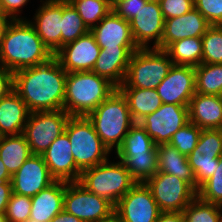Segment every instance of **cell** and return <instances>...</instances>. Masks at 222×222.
<instances>
[{
  "label": "cell",
  "instance_id": "obj_1",
  "mask_svg": "<svg viewBox=\"0 0 222 222\" xmlns=\"http://www.w3.org/2000/svg\"><path fill=\"white\" fill-rule=\"evenodd\" d=\"M67 72L55 57L14 72V90L29 112L63 110Z\"/></svg>",
  "mask_w": 222,
  "mask_h": 222
},
{
  "label": "cell",
  "instance_id": "obj_2",
  "mask_svg": "<svg viewBox=\"0 0 222 222\" xmlns=\"http://www.w3.org/2000/svg\"><path fill=\"white\" fill-rule=\"evenodd\" d=\"M54 55L27 19L11 20L0 46V64L13 73L48 62Z\"/></svg>",
  "mask_w": 222,
  "mask_h": 222
},
{
  "label": "cell",
  "instance_id": "obj_3",
  "mask_svg": "<svg viewBox=\"0 0 222 222\" xmlns=\"http://www.w3.org/2000/svg\"><path fill=\"white\" fill-rule=\"evenodd\" d=\"M116 89L93 71L67 73L63 110L70 116L87 117Z\"/></svg>",
  "mask_w": 222,
  "mask_h": 222
},
{
  "label": "cell",
  "instance_id": "obj_4",
  "mask_svg": "<svg viewBox=\"0 0 222 222\" xmlns=\"http://www.w3.org/2000/svg\"><path fill=\"white\" fill-rule=\"evenodd\" d=\"M87 117L101 141L114 153L136 123L129 111L126 97L118 88Z\"/></svg>",
  "mask_w": 222,
  "mask_h": 222
},
{
  "label": "cell",
  "instance_id": "obj_5",
  "mask_svg": "<svg viewBox=\"0 0 222 222\" xmlns=\"http://www.w3.org/2000/svg\"><path fill=\"white\" fill-rule=\"evenodd\" d=\"M65 132L71 144V155L81 172L106 162L112 156L88 117L70 116Z\"/></svg>",
  "mask_w": 222,
  "mask_h": 222
},
{
  "label": "cell",
  "instance_id": "obj_6",
  "mask_svg": "<svg viewBox=\"0 0 222 222\" xmlns=\"http://www.w3.org/2000/svg\"><path fill=\"white\" fill-rule=\"evenodd\" d=\"M78 183L115 206L137 182L120 160L112 162L109 159L82 171Z\"/></svg>",
  "mask_w": 222,
  "mask_h": 222
},
{
  "label": "cell",
  "instance_id": "obj_7",
  "mask_svg": "<svg viewBox=\"0 0 222 222\" xmlns=\"http://www.w3.org/2000/svg\"><path fill=\"white\" fill-rule=\"evenodd\" d=\"M172 65L164 50L139 48L131 55L124 82L118 88L156 89Z\"/></svg>",
  "mask_w": 222,
  "mask_h": 222
},
{
  "label": "cell",
  "instance_id": "obj_8",
  "mask_svg": "<svg viewBox=\"0 0 222 222\" xmlns=\"http://www.w3.org/2000/svg\"><path fill=\"white\" fill-rule=\"evenodd\" d=\"M114 205L86 190L78 182L65 181L64 210L83 222H105L114 216Z\"/></svg>",
  "mask_w": 222,
  "mask_h": 222
},
{
  "label": "cell",
  "instance_id": "obj_9",
  "mask_svg": "<svg viewBox=\"0 0 222 222\" xmlns=\"http://www.w3.org/2000/svg\"><path fill=\"white\" fill-rule=\"evenodd\" d=\"M70 115L64 110L38 111L29 113L23 135L32 154L41 155L51 143L65 132Z\"/></svg>",
  "mask_w": 222,
  "mask_h": 222
},
{
  "label": "cell",
  "instance_id": "obj_10",
  "mask_svg": "<svg viewBox=\"0 0 222 222\" xmlns=\"http://www.w3.org/2000/svg\"><path fill=\"white\" fill-rule=\"evenodd\" d=\"M145 183L161 212H182L197 196V192L187 182L173 174L157 172Z\"/></svg>",
  "mask_w": 222,
  "mask_h": 222
},
{
  "label": "cell",
  "instance_id": "obj_11",
  "mask_svg": "<svg viewBox=\"0 0 222 222\" xmlns=\"http://www.w3.org/2000/svg\"><path fill=\"white\" fill-rule=\"evenodd\" d=\"M222 155V129H203L195 149L187 156L196 180V192L218 167Z\"/></svg>",
  "mask_w": 222,
  "mask_h": 222
},
{
  "label": "cell",
  "instance_id": "obj_12",
  "mask_svg": "<svg viewBox=\"0 0 222 222\" xmlns=\"http://www.w3.org/2000/svg\"><path fill=\"white\" fill-rule=\"evenodd\" d=\"M157 202L146 183H136L115 205L114 215L122 222H156Z\"/></svg>",
  "mask_w": 222,
  "mask_h": 222
},
{
  "label": "cell",
  "instance_id": "obj_13",
  "mask_svg": "<svg viewBox=\"0 0 222 222\" xmlns=\"http://www.w3.org/2000/svg\"><path fill=\"white\" fill-rule=\"evenodd\" d=\"M189 122L188 106L162 104L155 112L146 115L140 123L154 144H167L181 127Z\"/></svg>",
  "mask_w": 222,
  "mask_h": 222
},
{
  "label": "cell",
  "instance_id": "obj_14",
  "mask_svg": "<svg viewBox=\"0 0 222 222\" xmlns=\"http://www.w3.org/2000/svg\"><path fill=\"white\" fill-rule=\"evenodd\" d=\"M164 23L165 19L158 0H149L146 4H142L137 15L129 21L137 47L161 50Z\"/></svg>",
  "mask_w": 222,
  "mask_h": 222
},
{
  "label": "cell",
  "instance_id": "obj_15",
  "mask_svg": "<svg viewBox=\"0 0 222 222\" xmlns=\"http://www.w3.org/2000/svg\"><path fill=\"white\" fill-rule=\"evenodd\" d=\"M156 90L162 103L188 106L196 93L194 67L172 65L167 76L157 86Z\"/></svg>",
  "mask_w": 222,
  "mask_h": 222
},
{
  "label": "cell",
  "instance_id": "obj_16",
  "mask_svg": "<svg viewBox=\"0 0 222 222\" xmlns=\"http://www.w3.org/2000/svg\"><path fill=\"white\" fill-rule=\"evenodd\" d=\"M100 50L94 35L89 31L75 41L62 46L54 57L67 73L92 71Z\"/></svg>",
  "mask_w": 222,
  "mask_h": 222
},
{
  "label": "cell",
  "instance_id": "obj_17",
  "mask_svg": "<svg viewBox=\"0 0 222 222\" xmlns=\"http://www.w3.org/2000/svg\"><path fill=\"white\" fill-rule=\"evenodd\" d=\"M40 3L28 21L54 55L61 48L62 0H40Z\"/></svg>",
  "mask_w": 222,
  "mask_h": 222
},
{
  "label": "cell",
  "instance_id": "obj_18",
  "mask_svg": "<svg viewBox=\"0 0 222 222\" xmlns=\"http://www.w3.org/2000/svg\"><path fill=\"white\" fill-rule=\"evenodd\" d=\"M54 181L42 155L32 154L12 175V192L32 197Z\"/></svg>",
  "mask_w": 222,
  "mask_h": 222
},
{
  "label": "cell",
  "instance_id": "obj_19",
  "mask_svg": "<svg viewBox=\"0 0 222 222\" xmlns=\"http://www.w3.org/2000/svg\"><path fill=\"white\" fill-rule=\"evenodd\" d=\"M41 155L55 180L78 182L81 171L71 155V144L66 132L58 136Z\"/></svg>",
  "mask_w": 222,
  "mask_h": 222
},
{
  "label": "cell",
  "instance_id": "obj_20",
  "mask_svg": "<svg viewBox=\"0 0 222 222\" xmlns=\"http://www.w3.org/2000/svg\"><path fill=\"white\" fill-rule=\"evenodd\" d=\"M100 48H138L127 20L113 10L90 29Z\"/></svg>",
  "mask_w": 222,
  "mask_h": 222
},
{
  "label": "cell",
  "instance_id": "obj_21",
  "mask_svg": "<svg viewBox=\"0 0 222 222\" xmlns=\"http://www.w3.org/2000/svg\"><path fill=\"white\" fill-rule=\"evenodd\" d=\"M210 26L211 24L195 7L184 15L165 19L161 50L184 38L202 37Z\"/></svg>",
  "mask_w": 222,
  "mask_h": 222
},
{
  "label": "cell",
  "instance_id": "obj_22",
  "mask_svg": "<svg viewBox=\"0 0 222 222\" xmlns=\"http://www.w3.org/2000/svg\"><path fill=\"white\" fill-rule=\"evenodd\" d=\"M138 49L101 48L92 71L118 88L124 82L131 55Z\"/></svg>",
  "mask_w": 222,
  "mask_h": 222
},
{
  "label": "cell",
  "instance_id": "obj_23",
  "mask_svg": "<svg viewBox=\"0 0 222 222\" xmlns=\"http://www.w3.org/2000/svg\"><path fill=\"white\" fill-rule=\"evenodd\" d=\"M189 121L200 129H222V96L195 93L188 105Z\"/></svg>",
  "mask_w": 222,
  "mask_h": 222
},
{
  "label": "cell",
  "instance_id": "obj_24",
  "mask_svg": "<svg viewBox=\"0 0 222 222\" xmlns=\"http://www.w3.org/2000/svg\"><path fill=\"white\" fill-rule=\"evenodd\" d=\"M65 181L55 180L51 185L31 197L30 218L37 222H50L64 210Z\"/></svg>",
  "mask_w": 222,
  "mask_h": 222
},
{
  "label": "cell",
  "instance_id": "obj_25",
  "mask_svg": "<svg viewBox=\"0 0 222 222\" xmlns=\"http://www.w3.org/2000/svg\"><path fill=\"white\" fill-rule=\"evenodd\" d=\"M29 110L18 93L13 89L0 99V130L4 136L23 133Z\"/></svg>",
  "mask_w": 222,
  "mask_h": 222
},
{
  "label": "cell",
  "instance_id": "obj_26",
  "mask_svg": "<svg viewBox=\"0 0 222 222\" xmlns=\"http://www.w3.org/2000/svg\"><path fill=\"white\" fill-rule=\"evenodd\" d=\"M158 172L173 174L187 182L196 191V180L187 156L169 143L157 145Z\"/></svg>",
  "mask_w": 222,
  "mask_h": 222
},
{
  "label": "cell",
  "instance_id": "obj_27",
  "mask_svg": "<svg viewBox=\"0 0 222 222\" xmlns=\"http://www.w3.org/2000/svg\"><path fill=\"white\" fill-rule=\"evenodd\" d=\"M126 97L129 111L135 122L155 112L163 104L156 89L118 88Z\"/></svg>",
  "mask_w": 222,
  "mask_h": 222
},
{
  "label": "cell",
  "instance_id": "obj_28",
  "mask_svg": "<svg viewBox=\"0 0 222 222\" xmlns=\"http://www.w3.org/2000/svg\"><path fill=\"white\" fill-rule=\"evenodd\" d=\"M31 155L30 146L23 134L3 137L0 143V159L11 175L16 173Z\"/></svg>",
  "mask_w": 222,
  "mask_h": 222
},
{
  "label": "cell",
  "instance_id": "obj_29",
  "mask_svg": "<svg viewBox=\"0 0 222 222\" xmlns=\"http://www.w3.org/2000/svg\"><path fill=\"white\" fill-rule=\"evenodd\" d=\"M164 51L168 54L173 65L197 67L202 63V38L190 37L175 41Z\"/></svg>",
  "mask_w": 222,
  "mask_h": 222
},
{
  "label": "cell",
  "instance_id": "obj_30",
  "mask_svg": "<svg viewBox=\"0 0 222 222\" xmlns=\"http://www.w3.org/2000/svg\"><path fill=\"white\" fill-rule=\"evenodd\" d=\"M115 158L124 164L137 183H145L158 172L157 150L140 154H116Z\"/></svg>",
  "mask_w": 222,
  "mask_h": 222
},
{
  "label": "cell",
  "instance_id": "obj_31",
  "mask_svg": "<svg viewBox=\"0 0 222 222\" xmlns=\"http://www.w3.org/2000/svg\"><path fill=\"white\" fill-rule=\"evenodd\" d=\"M194 69L196 93L222 96V64L201 63Z\"/></svg>",
  "mask_w": 222,
  "mask_h": 222
},
{
  "label": "cell",
  "instance_id": "obj_32",
  "mask_svg": "<svg viewBox=\"0 0 222 222\" xmlns=\"http://www.w3.org/2000/svg\"><path fill=\"white\" fill-rule=\"evenodd\" d=\"M157 146L153 139L146 132L145 128L136 122L124 137L122 145L115 154H140L145 152H155Z\"/></svg>",
  "mask_w": 222,
  "mask_h": 222
},
{
  "label": "cell",
  "instance_id": "obj_33",
  "mask_svg": "<svg viewBox=\"0 0 222 222\" xmlns=\"http://www.w3.org/2000/svg\"><path fill=\"white\" fill-rule=\"evenodd\" d=\"M89 31L90 29L74 7L67 0H62L61 47L75 41Z\"/></svg>",
  "mask_w": 222,
  "mask_h": 222
},
{
  "label": "cell",
  "instance_id": "obj_34",
  "mask_svg": "<svg viewBox=\"0 0 222 222\" xmlns=\"http://www.w3.org/2000/svg\"><path fill=\"white\" fill-rule=\"evenodd\" d=\"M89 29L97 25L112 10L108 0H67Z\"/></svg>",
  "mask_w": 222,
  "mask_h": 222
},
{
  "label": "cell",
  "instance_id": "obj_35",
  "mask_svg": "<svg viewBox=\"0 0 222 222\" xmlns=\"http://www.w3.org/2000/svg\"><path fill=\"white\" fill-rule=\"evenodd\" d=\"M182 213L184 222H220L222 206L202 201L196 196Z\"/></svg>",
  "mask_w": 222,
  "mask_h": 222
},
{
  "label": "cell",
  "instance_id": "obj_36",
  "mask_svg": "<svg viewBox=\"0 0 222 222\" xmlns=\"http://www.w3.org/2000/svg\"><path fill=\"white\" fill-rule=\"evenodd\" d=\"M201 38L202 63L222 64V25H211Z\"/></svg>",
  "mask_w": 222,
  "mask_h": 222
},
{
  "label": "cell",
  "instance_id": "obj_37",
  "mask_svg": "<svg viewBox=\"0 0 222 222\" xmlns=\"http://www.w3.org/2000/svg\"><path fill=\"white\" fill-rule=\"evenodd\" d=\"M201 131L202 129L189 121L173 134L169 144L188 156L195 149Z\"/></svg>",
  "mask_w": 222,
  "mask_h": 222
},
{
  "label": "cell",
  "instance_id": "obj_38",
  "mask_svg": "<svg viewBox=\"0 0 222 222\" xmlns=\"http://www.w3.org/2000/svg\"><path fill=\"white\" fill-rule=\"evenodd\" d=\"M197 196L202 201L222 206V155L213 175L199 187Z\"/></svg>",
  "mask_w": 222,
  "mask_h": 222
},
{
  "label": "cell",
  "instance_id": "obj_39",
  "mask_svg": "<svg viewBox=\"0 0 222 222\" xmlns=\"http://www.w3.org/2000/svg\"><path fill=\"white\" fill-rule=\"evenodd\" d=\"M31 197L11 194L10 200L6 209V217L8 222H24L31 214Z\"/></svg>",
  "mask_w": 222,
  "mask_h": 222
},
{
  "label": "cell",
  "instance_id": "obj_40",
  "mask_svg": "<svg viewBox=\"0 0 222 222\" xmlns=\"http://www.w3.org/2000/svg\"><path fill=\"white\" fill-rule=\"evenodd\" d=\"M194 7L211 25H222V0H194Z\"/></svg>",
  "mask_w": 222,
  "mask_h": 222
},
{
  "label": "cell",
  "instance_id": "obj_41",
  "mask_svg": "<svg viewBox=\"0 0 222 222\" xmlns=\"http://www.w3.org/2000/svg\"><path fill=\"white\" fill-rule=\"evenodd\" d=\"M164 19L186 14L194 8V0H159Z\"/></svg>",
  "mask_w": 222,
  "mask_h": 222
},
{
  "label": "cell",
  "instance_id": "obj_42",
  "mask_svg": "<svg viewBox=\"0 0 222 222\" xmlns=\"http://www.w3.org/2000/svg\"><path fill=\"white\" fill-rule=\"evenodd\" d=\"M149 0H125L118 3L112 10L128 22L137 15L142 4H146Z\"/></svg>",
  "mask_w": 222,
  "mask_h": 222
},
{
  "label": "cell",
  "instance_id": "obj_43",
  "mask_svg": "<svg viewBox=\"0 0 222 222\" xmlns=\"http://www.w3.org/2000/svg\"><path fill=\"white\" fill-rule=\"evenodd\" d=\"M30 0H0V10L3 16L11 18L12 20L26 19L23 17L22 11L24 6ZM20 14V15H19Z\"/></svg>",
  "mask_w": 222,
  "mask_h": 222
},
{
  "label": "cell",
  "instance_id": "obj_44",
  "mask_svg": "<svg viewBox=\"0 0 222 222\" xmlns=\"http://www.w3.org/2000/svg\"><path fill=\"white\" fill-rule=\"evenodd\" d=\"M14 89V73L0 64V99Z\"/></svg>",
  "mask_w": 222,
  "mask_h": 222
},
{
  "label": "cell",
  "instance_id": "obj_45",
  "mask_svg": "<svg viewBox=\"0 0 222 222\" xmlns=\"http://www.w3.org/2000/svg\"><path fill=\"white\" fill-rule=\"evenodd\" d=\"M12 194L11 181L0 182V213H6L7 205Z\"/></svg>",
  "mask_w": 222,
  "mask_h": 222
},
{
  "label": "cell",
  "instance_id": "obj_46",
  "mask_svg": "<svg viewBox=\"0 0 222 222\" xmlns=\"http://www.w3.org/2000/svg\"><path fill=\"white\" fill-rule=\"evenodd\" d=\"M156 222H184L182 212H160Z\"/></svg>",
  "mask_w": 222,
  "mask_h": 222
},
{
  "label": "cell",
  "instance_id": "obj_47",
  "mask_svg": "<svg viewBox=\"0 0 222 222\" xmlns=\"http://www.w3.org/2000/svg\"><path fill=\"white\" fill-rule=\"evenodd\" d=\"M50 222H83L81 219L75 217L72 214L67 213L65 210L59 212L53 217Z\"/></svg>",
  "mask_w": 222,
  "mask_h": 222
},
{
  "label": "cell",
  "instance_id": "obj_48",
  "mask_svg": "<svg viewBox=\"0 0 222 222\" xmlns=\"http://www.w3.org/2000/svg\"><path fill=\"white\" fill-rule=\"evenodd\" d=\"M11 20H12L11 18L5 16L0 17V46L4 37L5 30L8 27Z\"/></svg>",
  "mask_w": 222,
  "mask_h": 222
},
{
  "label": "cell",
  "instance_id": "obj_49",
  "mask_svg": "<svg viewBox=\"0 0 222 222\" xmlns=\"http://www.w3.org/2000/svg\"><path fill=\"white\" fill-rule=\"evenodd\" d=\"M12 175L8 172L3 161L0 159V182L11 181Z\"/></svg>",
  "mask_w": 222,
  "mask_h": 222
},
{
  "label": "cell",
  "instance_id": "obj_50",
  "mask_svg": "<svg viewBox=\"0 0 222 222\" xmlns=\"http://www.w3.org/2000/svg\"><path fill=\"white\" fill-rule=\"evenodd\" d=\"M125 0H108L110 7L113 9L118 3H121Z\"/></svg>",
  "mask_w": 222,
  "mask_h": 222
},
{
  "label": "cell",
  "instance_id": "obj_51",
  "mask_svg": "<svg viewBox=\"0 0 222 222\" xmlns=\"http://www.w3.org/2000/svg\"><path fill=\"white\" fill-rule=\"evenodd\" d=\"M0 222H8L6 213H0Z\"/></svg>",
  "mask_w": 222,
  "mask_h": 222
},
{
  "label": "cell",
  "instance_id": "obj_52",
  "mask_svg": "<svg viewBox=\"0 0 222 222\" xmlns=\"http://www.w3.org/2000/svg\"><path fill=\"white\" fill-rule=\"evenodd\" d=\"M105 222H122L121 220H119L115 215L109 219V220H106Z\"/></svg>",
  "mask_w": 222,
  "mask_h": 222
},
{
  "label": "cell",
  "instance_id": "obj_53",
  "mask_svg": "<svg viewBox=\"0 0 222 222\" xmlns=\"http://www.w3.org/2000/svg\"><path fill=\"white\" fill-rule=\"evenodd\" d=\"M24 222H37V221H35V219H32V218H28L26 221H24Z\"/></svg>",
  "mask_w": 222,
  "mask_h": 222
},
{
  "label": "cell",
  "instance_id": "obj_54",
  "mask_svg": "<svg viewBox=\"0 0 222 222\" xmlns=\"http://www.w3.org/2000/svg\"><path fill=\"white\" fill-rule=\"evenodd\" d=\"M3 137H4V135L2 134V132L0 130V143H1L2 139H3Z\"/></svg>",
  "mask_w": 222,
  "mask_h": 222
}]
</instances>
